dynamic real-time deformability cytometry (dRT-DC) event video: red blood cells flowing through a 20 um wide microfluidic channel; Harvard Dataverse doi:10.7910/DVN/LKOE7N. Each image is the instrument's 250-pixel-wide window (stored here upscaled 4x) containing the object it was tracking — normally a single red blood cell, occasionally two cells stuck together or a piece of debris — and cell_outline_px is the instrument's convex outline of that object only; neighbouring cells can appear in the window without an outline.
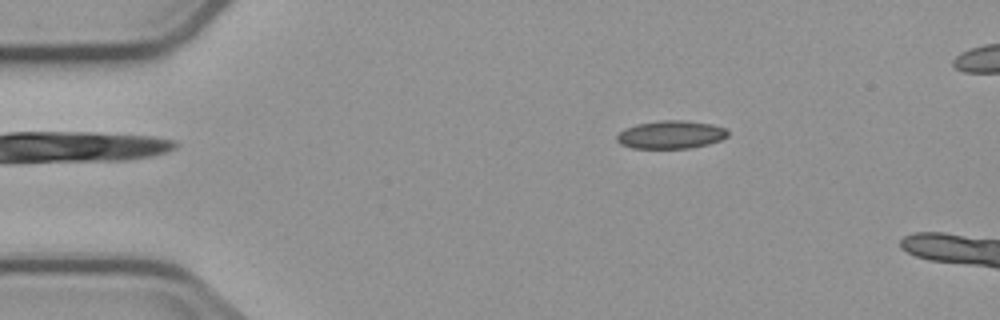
{"species": "common noctule bat (a hibernating species)", "species_latin": "Nyctalus noctula", "temperature_condition": "cold", "stored_images_in_passage": 3, "camera_frame_rate_fps": 3000, "um_per_image_px": 0.085, "animal": {"sex": "male", "body_mass_g": 23.1, "forearm_length_mm": 52.7}, "frame": {"image": 1, "passage_image": 2, "time_ms": 1.0, "image_size_px": [1000, 320], "cell_outline_px": [[728, 136], [720, 140], [708, 144], [692, 148], [632, 148], [620, 144], [616, 140], [616, 136], [624, 128], [636, 124], [660, 120], [684, 120], [712, 124], [724, 128], [728, 132]], "centroid_in_image_um": [57.0, 11.44], "position_along_channel_um": 28.0, "area_um2": 18.21}}